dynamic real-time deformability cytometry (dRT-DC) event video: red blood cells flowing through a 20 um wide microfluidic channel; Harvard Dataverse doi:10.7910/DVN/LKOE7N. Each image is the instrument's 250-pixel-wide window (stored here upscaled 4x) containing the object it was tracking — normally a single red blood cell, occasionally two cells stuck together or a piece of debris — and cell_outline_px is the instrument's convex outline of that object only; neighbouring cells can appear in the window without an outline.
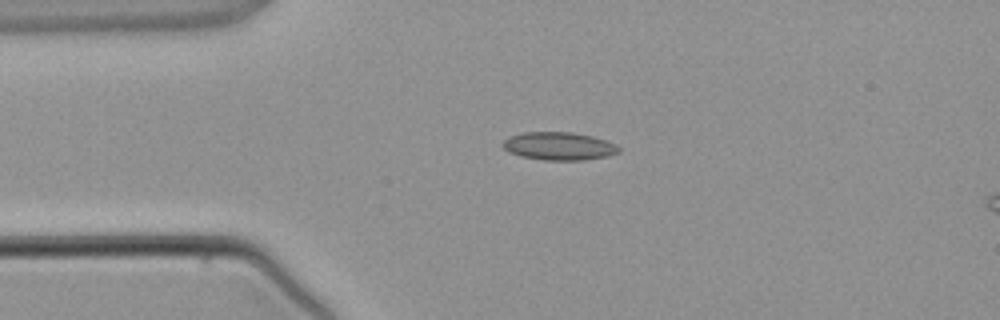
{"species": "common noctule bat (a hibernating species)", "species_latin": "Nyctalus noctula", "temperature_condition": "warm", "stored_images_in_passage": 4, "camera_frame_rate_fps": 3000, "um_per_image_px": 0.085, "animal": {"sex": "male", "body_mass_g": 21.5, "forearm_length_mm": 52.0}, "frame": {"image": 1, "passage_image": 3, "time_ms": 3.0, "image_size_px": [1000, 320], "cell_outline_px": [[620, 152], [604, 156], [584, 160], [544, 160], [520, 156], [508, 152], [500, 144], [508, 136], [524, 132], [572, 132], [592, 136], [616, 144], [620, 148]], "centroid_in_image_um": [47.46, 12.41], "position_along_channel_um": 37.5, "area_um2": 18.96}}
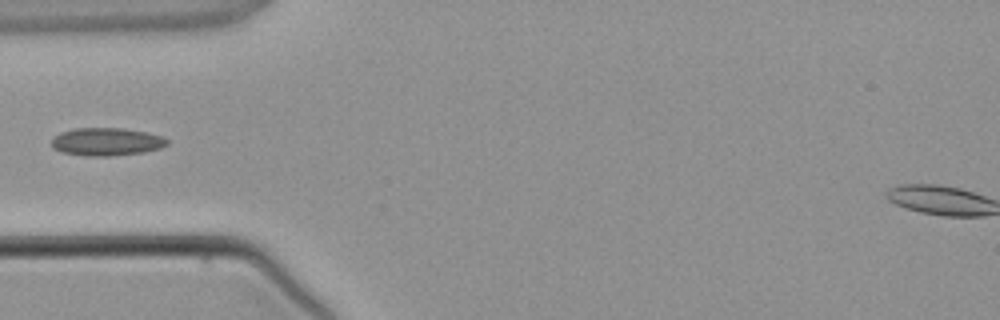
{"frame": {"image": 2, "passage_image": 4, "time_ms": 4.333, "image_size_px": [1000, 320], "cell_outline_px": [[168, 144], [160, 148], [144, 152], [112, 156], [84, 156], [60, 152], [52, 148], [52, 140], [60, 132], [76, 128], [124, 128], [148, 132], [164, 136], [168, 140]], "centroid_in_image_um": [9.07, 12.05], "position_along_channel_um": 75.9, "area_um2": 19.02}}